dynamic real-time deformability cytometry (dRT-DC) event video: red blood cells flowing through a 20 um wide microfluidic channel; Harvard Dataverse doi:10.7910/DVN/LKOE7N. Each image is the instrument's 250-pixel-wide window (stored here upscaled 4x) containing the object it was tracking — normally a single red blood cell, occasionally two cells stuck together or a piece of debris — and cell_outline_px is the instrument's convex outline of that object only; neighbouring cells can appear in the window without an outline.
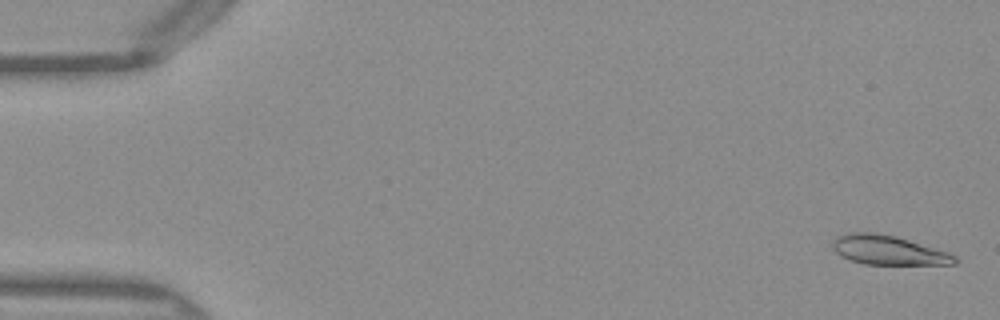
{"species": "Egyptian fruit bat (a non-hibernating species)", "species_latin": "Rousettus aegyptiacus", "temperature_condition": "warm", "stored_images_in_passage": 50, "camera_frame_rate_fps": 3000, "um_per_image_px": 0.085, "frame": {"image": 1, "passage_image": 1, "time_ms": 0.0, "image_size_px": [1000, 320], "cell_outline_px": [[960, 260], [956, 264], [864, 264], [840, 256], [832, 248], [832, 240], [836, 236], [848, 232], [876, 232], [896, 236], [948, 252], [956, 256]], "centroid_in_image_um": [75.48, 21.25], "position_along_channel_um": 9.5, "area_um2": 20.98}}
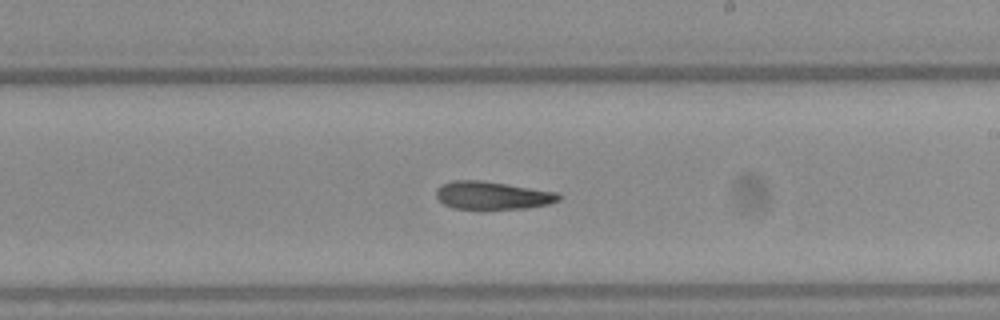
{"frame": {"image": 2, "passage_image": 29, "time_ms": 9.333, "image_size_px": [1000, 320], "cell_outline_px": [[560, 200], [548, 204], [528, 208], [480, 212], [456, 208], [444, 204], [436, 196], [436, 188], [440, 184], [452, 180], [480, 180], [556, 192], [560, 196]], "centroid_in_image_um": [41.8, 16.65], "position_along_channel_um": 247.2, "area_um2": 20.63}}
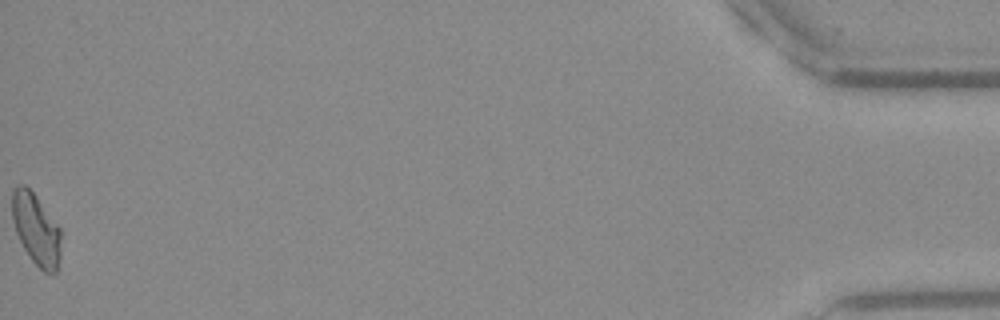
{"frame": {"image": 3, "passage_image": 50, "time_ms": 16.333, "image_size_px": [1000, 320], "cell_outline_px": [[60, 260], [56, 272], [52, 276], [44, 272], [28, 256], [16, 232], [12, 220], [12, 192], [20, 184], [24, 184], [36, 196], [60, 228]], "centroid_in_image_um": [3.08, 19.53], "position_along_channel_um": 432.1, "area_um2": 20.23}}